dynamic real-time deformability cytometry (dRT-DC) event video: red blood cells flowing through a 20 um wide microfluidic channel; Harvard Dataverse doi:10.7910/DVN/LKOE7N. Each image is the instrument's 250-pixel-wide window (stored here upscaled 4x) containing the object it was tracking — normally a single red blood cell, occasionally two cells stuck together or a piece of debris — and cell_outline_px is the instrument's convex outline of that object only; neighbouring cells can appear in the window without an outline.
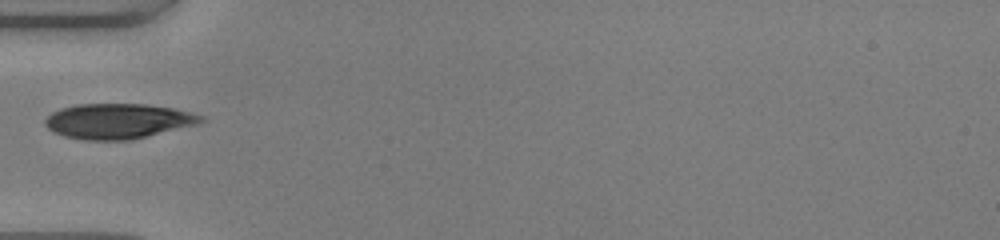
{"species": "human", "species_latin": "Homo sapiens", "temperature_condition": "warm", "stored_images_in_passage": 34, "camera_frame_rate_fps": 3000, "um_per_image_px": 0.085, "donor": {"sex": "male"}, "frame": {"image": 1, "passage_image": 1, "time_ms": 0.0, "image_size_px": [1000, 240], "cell_outline_px": [[204, 120], [196, 124], [128, 140], [84, 140], [64, 136], [48, 128], [44, 124], [44, 120], [52, 112], [60, 108], [76, 104], [144, 104], [172, 108], [204, 116]], "centroid_in_image_um": [9.97, 10.28], "position_along_channel_um": 75.0, "area_um2": 31.5}}
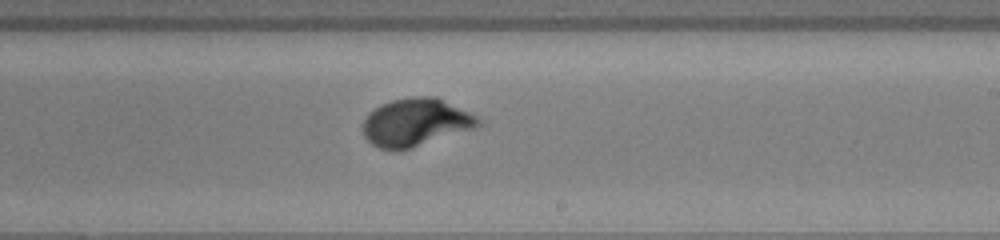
{"frame": {"image": 2, "passage_image": 14, "time_ms": 4.333, "image_size_px": [1000, 240], "cell_outline_px": [[484, 124], [476, 128], [408, 148], [380, 148], [372, 144], [364, 136], [364, 120], [368, 112], [380, 104], [392, 100], [412, 96], [436, 96], [480, 116], [484, 120]], "centroid_in_image_um": [35.41, 10.35], "position_along_channel_um": 253.6, "area_um2": 32.08}}
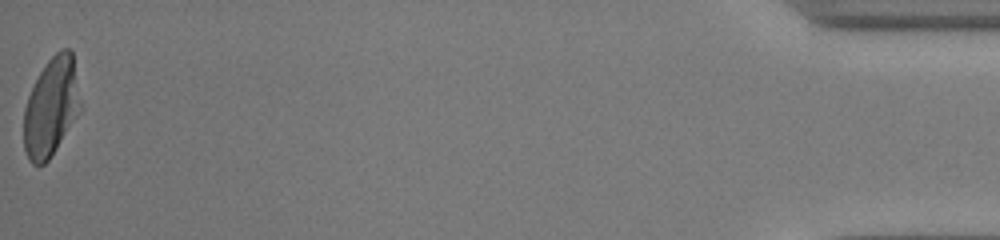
{"frame": {"image": 3, "passage_image": 34, "time_ms": 11.0, "image_size_px": [1000, 240], "cell_outline_px": [[80, 112], [48, 160], [44, 164], [32, 164], [28, 160], [24, 148], [24, 108], [28, 96], [40, 72], [48, 60], [60, 48], [68, 48], [72, 52], [80, 104]], "centroid_in_image_um": [4.33, 9.11], "position_along_channel_um": 430.9, "area_um2": 32.02}}